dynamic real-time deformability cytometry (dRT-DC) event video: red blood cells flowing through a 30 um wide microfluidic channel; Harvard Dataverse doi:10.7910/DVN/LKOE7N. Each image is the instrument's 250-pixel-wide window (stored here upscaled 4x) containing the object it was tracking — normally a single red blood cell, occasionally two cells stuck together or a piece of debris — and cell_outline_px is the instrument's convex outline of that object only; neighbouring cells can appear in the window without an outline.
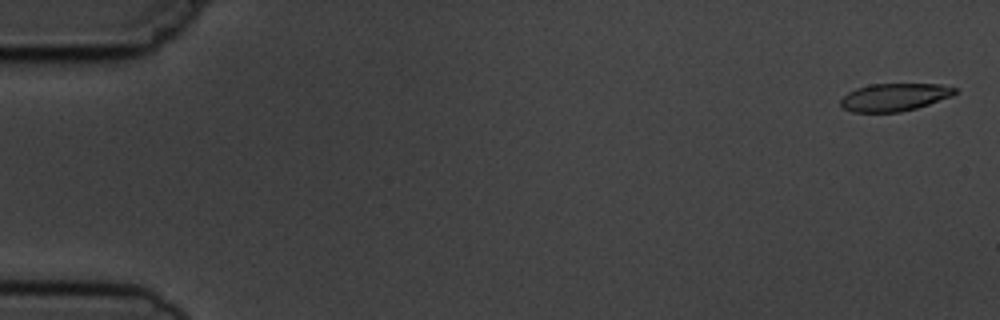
{"species": "common noctule bat (a hibernating species)", "species_latin": "Nyctalus noctula", "temperature_condition": "cold", "stored_images_in_passage": 5, "camera_frame_rate_fps": 3000, "um_per_image_px": 0.085, "animal": {"sex": "male", "body_mass_g": 19.5, "forearm_length_mm": 54.6}, "frame": {"image": 1, "passage_image": 1, "time_ms": 0.0, "image_size_px": [1000, 320], "cell_outline_px": [[956, 92], [952, 96], [916, 108], [900, 112], [852, 112], [844, 108], [840, 104], [840, 100], [848, 92], [856, 88], [872, 84], [940, 84], [956, 88]], "centroid_in_image_um": [76.01, 8.26], "position_along_channel_um": 9.0, "area_um2": 18.32}}
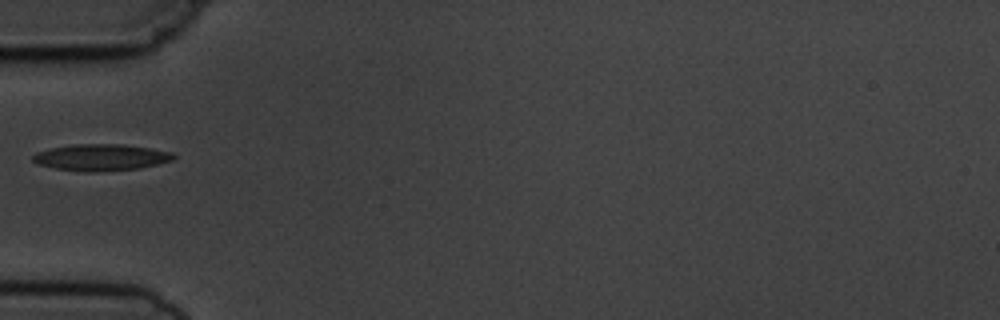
{"frame": {"image": 2, "passage_image": 5, "time_ms": 5.667, "image_size_px": [1000, 320], "cell_outline_px": [[176, 156], [172, 160], [140, 168], [96, 172], [84, 172], [56, 168], [40, 164], [32, 160], [32, 156], [36, 152], [48, 148], [72, 144], [124, 144], [172, 152]], "centroid_in_image_um": [8.56, 13.37], "position_along_channel_um": 76.4, "area_um2": 21.73}}